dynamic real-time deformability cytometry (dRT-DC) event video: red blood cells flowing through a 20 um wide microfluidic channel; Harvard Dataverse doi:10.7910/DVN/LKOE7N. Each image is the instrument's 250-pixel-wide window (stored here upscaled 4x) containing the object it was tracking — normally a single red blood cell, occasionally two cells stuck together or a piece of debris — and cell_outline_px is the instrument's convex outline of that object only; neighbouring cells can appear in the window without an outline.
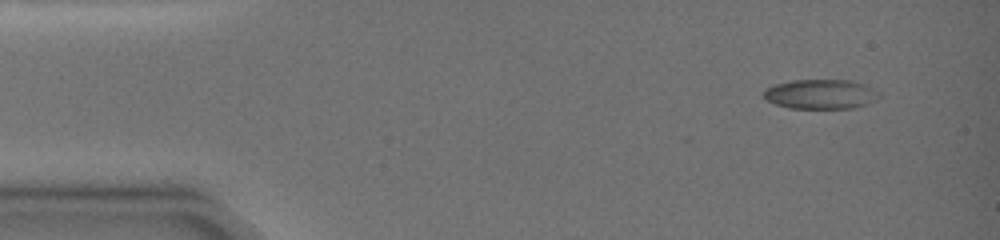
{"species": "common noctule bat (a hibernating species)", "species_latin": "Nyctalus noctula", "temperature_condition": "warm", "stored_images_in_passage": 55, "camera_frame_rate_fps": 3000, "um_per_image_px": 0.085, "animal": {"sex": "female", "body_mass_g": 19.0, "forearm_length_mm": 51.5}, "frame": {"image": 1, "passage_image": 1, "time_ms": 0.0, "image_size_px": [1000, 240], "cell_outline_px": [[880, 96], [876, 100], [868, 104], [852, 108], [788, 108], [776, 104], [768, 100], [764, 96], [764, 88], [772, 84], [792, 80], [852, 80], [864, 84], [880, 92]], "centroid_in_image_um": [69.76, 7.99], "position_along_channel_um": 15.2, "area_um2": 20.06}}
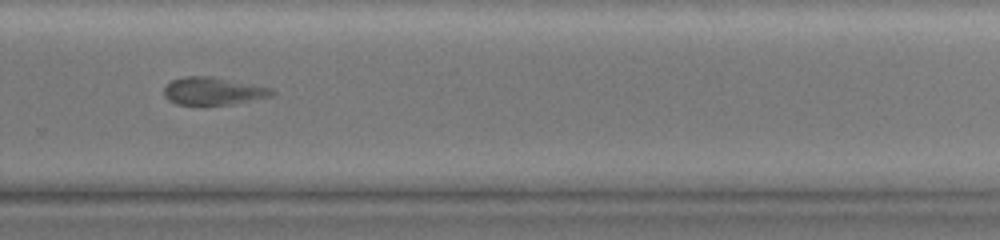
{"frame": {"image": 2, "passage_image": 37, "time_ms": 10.333, "image_size_px": [1000, 240], "cell_outline_px": [[276, 92], [272, 96], [232, 104], [176, 104], [168, 100], [164, 96], [164, 88], [172, 80], [184, 76], [212, 76], [272, 88]], "centroid_in_image_um": [18.12, 7.73], "position_along_channel_um": 311.7, "area_um2": 17.28}}
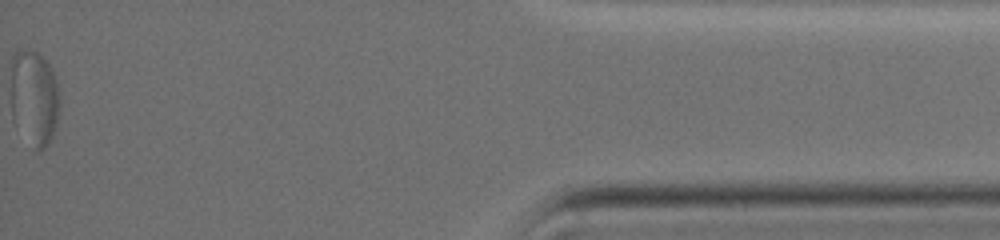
{"frame": {"image": 3, "passage_image": 55, "time_ms": 15.333, "image_size_px": [1000, 240], "cell_outline_px": [[60, 104], [56, 124], [52, 136], [44, 148], [36, 148], [12, 120], [12, 56], [20, 48], [28, 48], [36, 52], [48, 64], [56, 80], [60, 100]], "centroid_in_image_um": [2.91, 8.25], "position_along_channel_um": 432.3, "area_um2": 26.59}}